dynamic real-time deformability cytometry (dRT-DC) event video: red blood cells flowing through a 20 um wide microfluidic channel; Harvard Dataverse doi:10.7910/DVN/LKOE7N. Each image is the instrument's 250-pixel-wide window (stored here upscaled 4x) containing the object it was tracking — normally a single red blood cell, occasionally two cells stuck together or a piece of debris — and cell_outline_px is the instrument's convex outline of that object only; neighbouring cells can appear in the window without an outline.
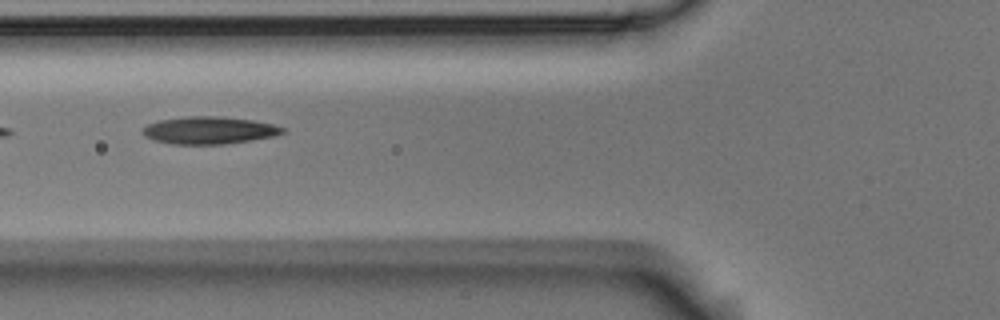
{"species": "Egyptian fruit bat (a non-hibernating species)", "species_latin": "Rousettus aegyptiacus", "temperature_condition": "room temperature", "stored_images_in_passage": 2, "camera_frame_rate_fps": 3000, "um_per_image_px": 0.085, "animal": {"sex": "male"}, "frame": {"image": 1, "passage_image": 2, "time_ms": 0.333, "image_size_px": [1000, 320], "cell_outline_px": [[288, 132], [272, 136], [252, 140], [224, 144], [172, 144], [152, 140], [144, 136], [140, 132], [148, 124], [160, 120], [188, 116], [220, 116], [252, 120], [272, 124], [284, 128]], "centroid_in_image_um": [17.76, 11.08], "position_along_channel_um": 108.0, "area_um2": 22.37}}